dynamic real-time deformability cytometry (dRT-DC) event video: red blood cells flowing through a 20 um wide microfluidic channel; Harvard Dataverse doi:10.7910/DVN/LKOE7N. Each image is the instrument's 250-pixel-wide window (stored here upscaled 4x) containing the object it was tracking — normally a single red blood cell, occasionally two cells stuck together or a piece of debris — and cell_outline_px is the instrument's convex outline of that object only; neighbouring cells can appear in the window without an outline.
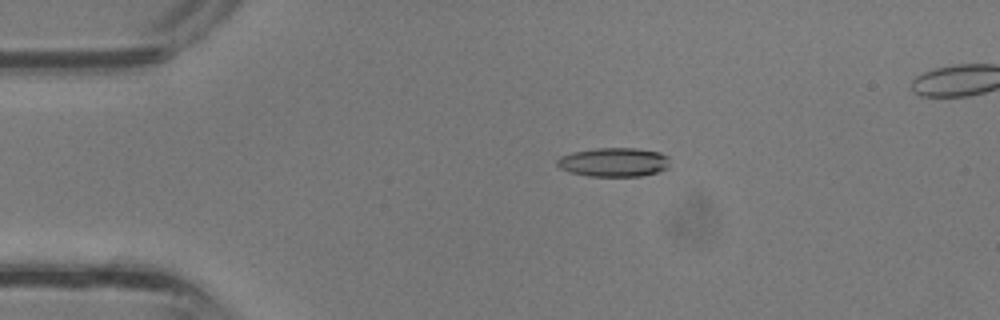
{"species": "common noctule bat (a hibernating species)", "species_latin": "Nyctalus noctula", "temperature_condition": "room temperature", "stored_images_in_passage": 32, "camera_frame_rate_fps": 3000, "um_per_image_px": 0.085, "animal": {"sex": "male", "body_mass_g": 13.3}, "frame": {"image": 1, "passage_image": 3, "time_ms": 0.667, "image_size_px": [1000, 320], "cell_outline_px": [[668, 168], [656, 172], [640, 176], [588, 176], [568, 172], [560, 168], [556, 164], [556, 160], [560, 156], [572, 152], [596, 148], [636, 148], [660, 152], [668, 156]], "centroid_in_image_um": [52.14, 13.78], "position_along_channel_um": 32.9, "area_um2": 19.13}}
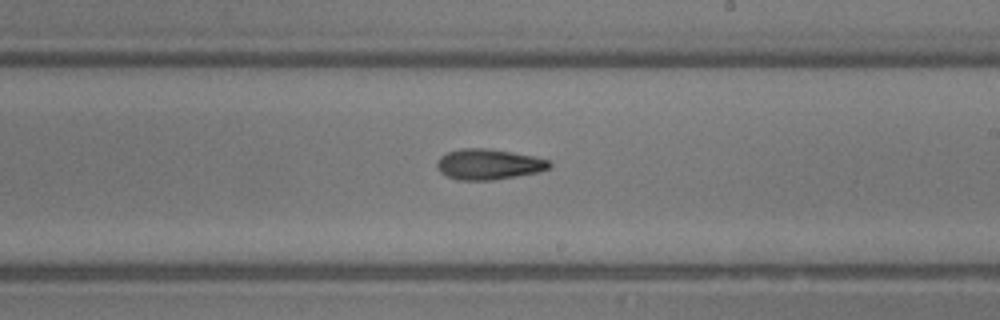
{"frame": {"image": 2, "passage_image": 17, "time_ms": 5.333, "image_size_px": [1000, 320], "cell_outline_px": [[552, 168], [540, 172], [492, 180], [460, 180], [448, 176], [440, 172], [436, 168], [436, 164], [440, 156], [448, 152], [460, 148], [492, 148], [532, 156], [548, 160], [552, 164]], "centroid_in_image_um": [41.54, 13.96], "position_along_channel_um": 247.5, "area_um2": 20.17}}
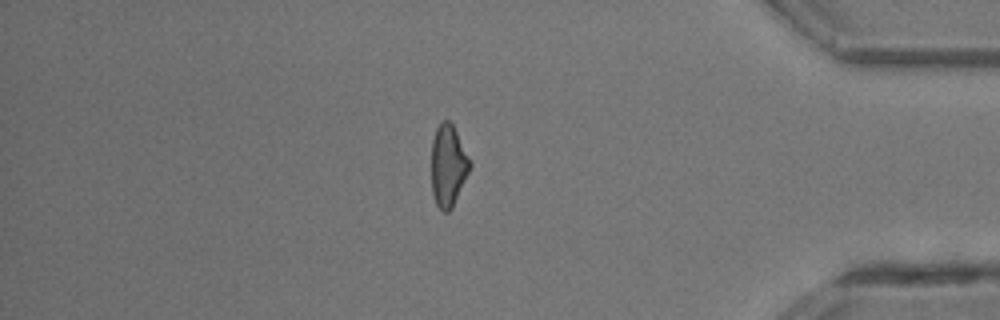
{"frame": {"image": 3, "passage_image": 27, "time_ms": 8.667, "image_size_px": [1000, 320], "cell_outline_px": [[472, 164], [452, 208], [448, 212], [444, 212], [436, 204], [432, 192], [432, 140], [436, 128], [440, 120], [448, 120], [452, 124]], "centroid_in_image_um": [38.08, 14.07], "position_along_channel_um": 397.1, "area_um2": 18.09}}